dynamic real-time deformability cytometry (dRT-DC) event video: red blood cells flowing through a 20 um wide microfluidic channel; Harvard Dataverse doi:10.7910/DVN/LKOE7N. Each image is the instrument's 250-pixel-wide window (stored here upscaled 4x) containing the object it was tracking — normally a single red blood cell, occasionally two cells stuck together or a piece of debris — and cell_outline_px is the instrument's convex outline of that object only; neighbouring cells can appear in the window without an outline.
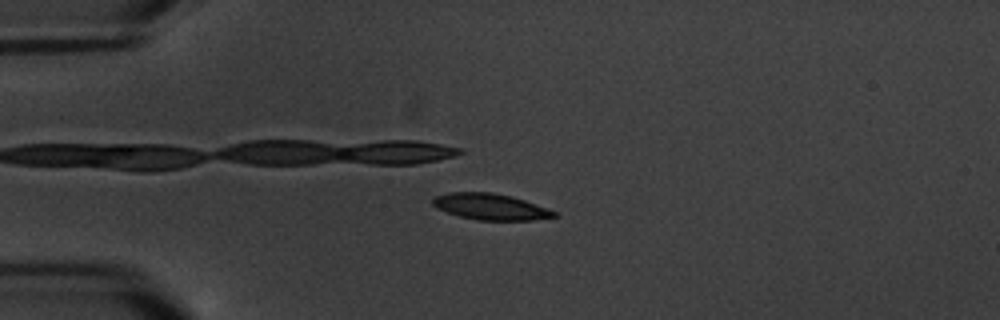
{"species": "common noctule bat (a hibernating species)", "species_latin": "Nyctalus noctula", "temperature_condition": "warm", "stored_images_in_passage": 7, "camera_frame_rate_fps": 3000, "um_per_image_px": 0.085, "animal": {"sex": "male", "body_mass_g": 20.1, "forearm_length_mm": 53.5}, "frame": {"image": 1, "passage_image": 5, "time_ms": 5.333, "image_size_px": [1000, 320], "cell_outline_px": [[560, 216], [532, 220], [476, 220], [460, 216], [436, 208], [432, 204], [432, 200], [436, 196], [448, 192], [492, 192], [512, 196], [548, 208], [556, 212]], "centroid_in_image_um": [41.71, 17.57], "position_along_channel_um": 43.3, "area_um2": 18.55}}